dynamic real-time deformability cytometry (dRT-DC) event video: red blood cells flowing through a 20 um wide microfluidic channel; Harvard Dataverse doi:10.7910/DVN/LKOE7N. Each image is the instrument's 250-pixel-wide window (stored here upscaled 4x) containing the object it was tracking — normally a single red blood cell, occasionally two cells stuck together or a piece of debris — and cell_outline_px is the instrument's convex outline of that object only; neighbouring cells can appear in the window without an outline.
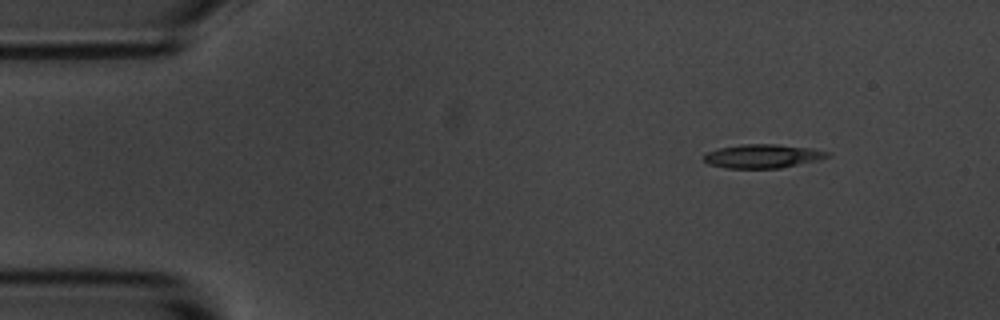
{"species": "common noctule bat (a hibernating species)", "species_latin": "Nyctalus noctula", "temperature_condition": "room temperature", "stored_images_in_passage": 5, "camera_frame_rate_fps": 3000, "um_per_image_px": 0.085, "animal": {"sex": "male", "body_mass_g": 20.1, "forearm_length_mm": 53.5}, "frame": {"image": 1, "passage_image": 1, "time_ms": 0.0, "image_size_px": [1000, 320], "cell_outline_px": [[832, 156], [820, 160], [780, 168], [724, 168], [708, 164], [704, 160], [704, 156], [708, 152], [720, 148], [740, 144], [776, 144], [812, 148], [828, 152]], "centroid_in_image_um": [64.86, 13.27], "position_along_channel_um": 20.1, "area_um2": 17.17}}
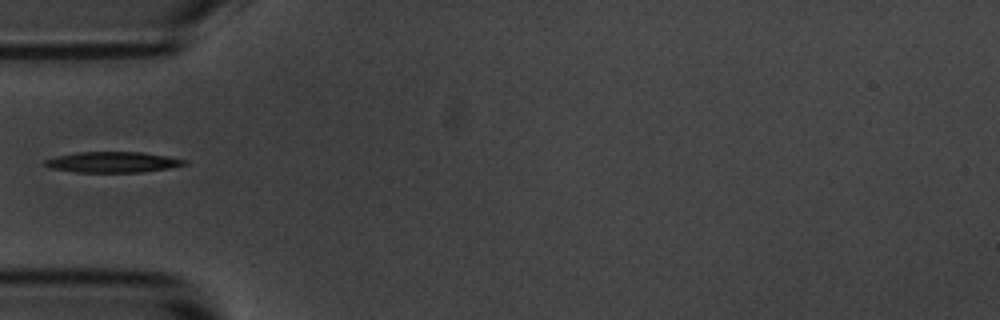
{"frame": {"image": 2, "passage_image": 4, "time_ms": 1.0, "image_size_px": [1000, 320], "cell_outline_px": [[188, 164], [168, 168], [140, 172], [76, 172], [52, 168], [40, 164], [44, 160], [56, 156], [76, 152], [144, 152], [168, 156], [188, 160]], "centroid_in_image_um": [9.57, 13.77], "position_along_channel_um": 75.4, "area_um2": 16.94}}